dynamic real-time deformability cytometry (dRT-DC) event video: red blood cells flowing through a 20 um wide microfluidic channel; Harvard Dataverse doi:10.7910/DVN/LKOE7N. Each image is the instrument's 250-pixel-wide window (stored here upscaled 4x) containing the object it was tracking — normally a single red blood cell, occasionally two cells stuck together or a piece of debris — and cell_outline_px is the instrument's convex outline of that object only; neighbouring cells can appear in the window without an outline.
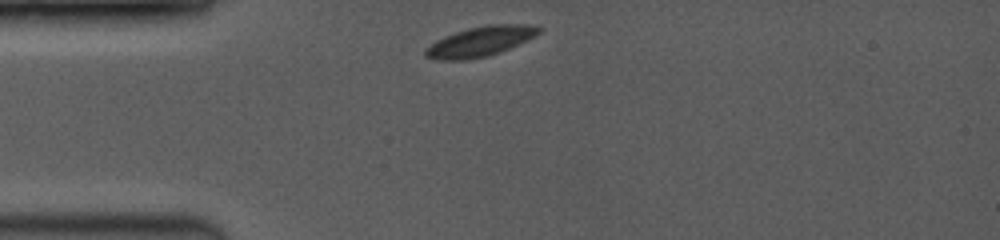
{"species": "common noctule bat (a hibernating species)", "species_latin": "Nyctalus noctula", "temperature_condition": "room temperature", "stored_images_in_passage": 3, "camera_frame_rate_fps": 3500, "um_per_image_px": 0.085, "animal": {"sex": "female", "body_mass_g": 19.0, "forearm_length_mm": 53.3}, "frame": {"image": 1, "passage_image": 1, "time_ms": 0.0, "image_size_px": [1000, 240], "cell_outline_px": [[540, 32], [508, 48], [484, 56], [460, 60], [440, 60], [424, 56], [424, 48], [436, 40], [444, 36], [468, 28], [488, 24], [536, 24], [540, 28]], "centroid_in_image_um": [40.75, 3.5], "position_along_channel_um": 44.2, "area_um2": 19.31}}
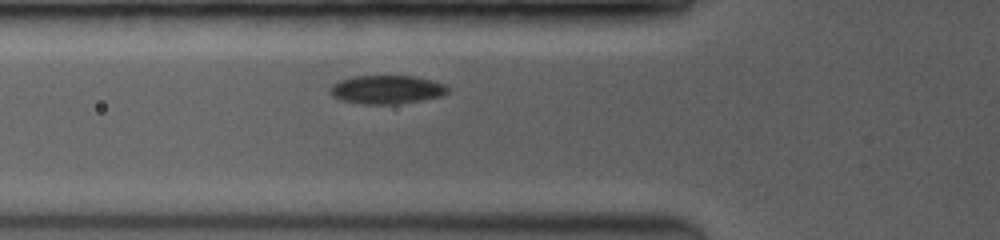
{"frame": {"image": 2, "passage_image": 3, "time_ms": 1.714, "image_size_px": [1000, 240], "cell_outline_px": [[448, 92], [440, 96], [420, 100], [396, 104], [360, 104], [340, 100], [332, 92], [332, 84], [340, 80], [356, 76], [412, 76], [432, 80], [444, 84], [448, 88]], "centroid_in_image_um": [32.89, 7.61], "position_along_channel_um": 92.9, "area_um2": 19.25}}